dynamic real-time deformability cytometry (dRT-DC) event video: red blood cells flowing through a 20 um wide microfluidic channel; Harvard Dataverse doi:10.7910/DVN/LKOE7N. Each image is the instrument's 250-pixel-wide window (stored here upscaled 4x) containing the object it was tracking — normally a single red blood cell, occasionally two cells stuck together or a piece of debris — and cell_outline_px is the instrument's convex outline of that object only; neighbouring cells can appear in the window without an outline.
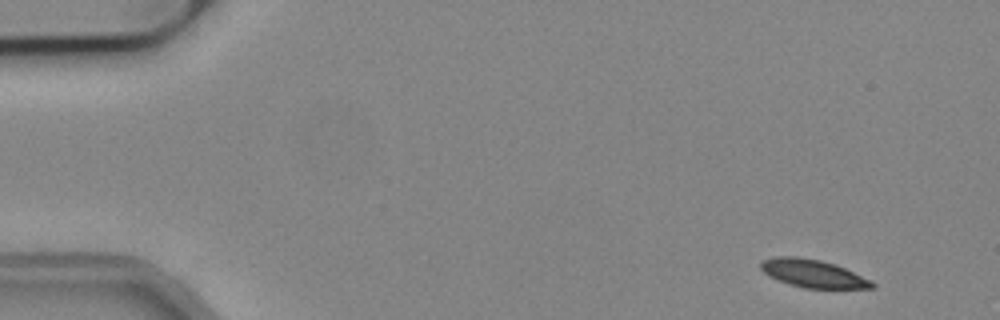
{"species": "common noctule bat (a hibernating species)", "species_latin": "Nyctalus noctula", "temperature_condition": "cold", "stored_images_in_passage": 50, "camera_frame_rate_fps": 3000, "um_per_image_px": 0.085, "animal": {"sex": "male", "body_mass_g": 19.2, "forearm_length_mm": 51.8}, "frame": {"image": 1, "passage_image": 1, "time_ms": 0.0, "image_size_px": [1000, 320], "cell_outline_px": [[876, 288], [804, 288], [768, 276], [760, 268], [760, 264], [764, 260], [776, 256], [796, 256], [820, 260], [836, 264], [872, 280], [876, 284]], "centroid_in_image_um": [69.14, 23.24], "position_along_channel_um": 15.9, "area_um2": 18.03}}
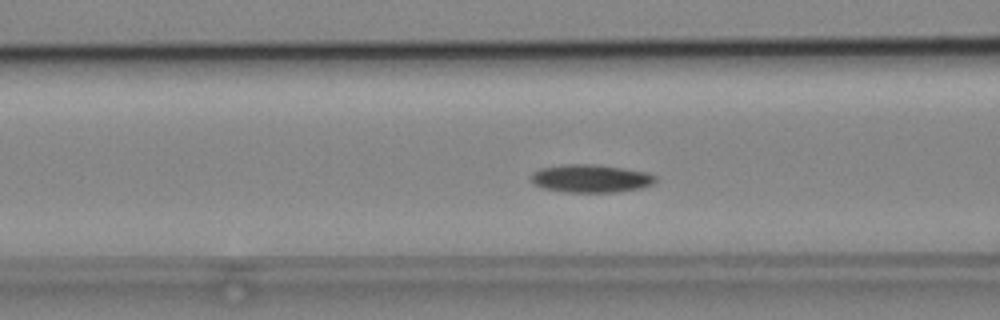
{"frame": {"image": 2, "passage_image": 18, "time_ms": 5.667, "image_size_px": [1000, 320], "cell_outline_px": [[656, 180], [652, 184], [640, 188], [616, 192], [568, 192], [544, 188], [532, 184], [532, 172], [540, 168], [564, 164], [596, 164], [624, 168], [648, 172], [656, 176]], "centroid_in_image_um": [50.22, 15.16], "position_along_channel_um": 116.4, "area_um2": 20.35}}
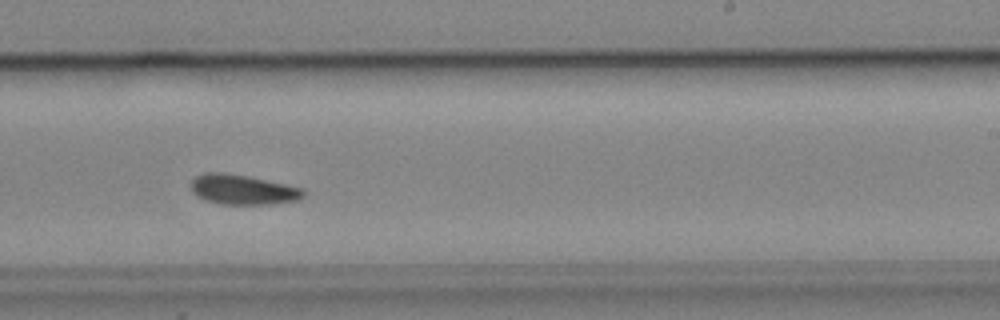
{"frame": {"image": 3, "passage_image": 30, "time_ms": 9.667, "image_size_px": [1000, 320], "cell_outline_px": [[304, 196], [296, 200], [268, 204], [220, 204], [196, 196], [192, 192], [192, 180], [196, 176], [204, 172], [224, 172], [304, 188]], "centroid_in_image_um": [20.6, 16.11], "position_along_channel_um": 268.4, "area_um2": 19.25}, "authors_computed_cell_mechanics": {"area_um2": 19.2185, "velocity_mm_per_s": 3.8158, "shape_relaxation_time_tau1_ms": 3.5238, "shape_relaxation_time_tau2_ms": null, "deformation_change_tau1": 0.0992, "deformation_change_tau2": null}}